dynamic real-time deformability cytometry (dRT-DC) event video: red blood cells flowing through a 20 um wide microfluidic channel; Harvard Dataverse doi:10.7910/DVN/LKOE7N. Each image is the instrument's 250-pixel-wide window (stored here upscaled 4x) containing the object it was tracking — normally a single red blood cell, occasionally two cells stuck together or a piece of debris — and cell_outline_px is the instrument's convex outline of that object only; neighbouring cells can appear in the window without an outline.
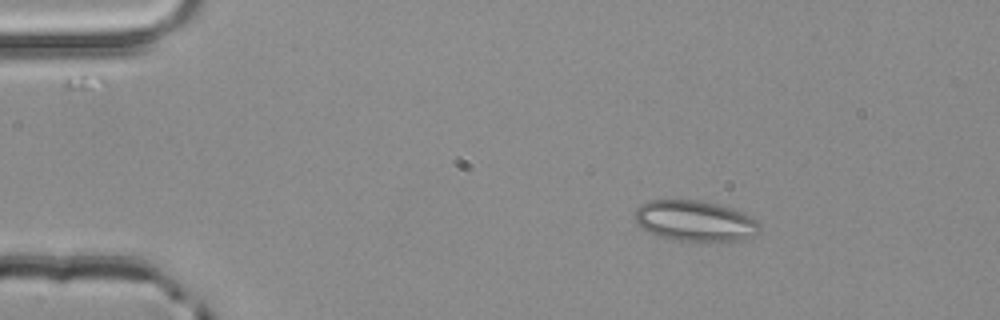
{"species": "common noctule bat (a hibernating species)", "species_latin": "Nyctalus noctula", "temperature_condition": "room temperature", "stored_images_in_passage": 2, "camera_frame_rate_fps": 3000, "um_per_image_px": 0.085, "animal": {"sex": "male", "body_mass_g": 20.4}, "frame": {"image": 1, "passage_image": 1, "time_ms": 0.0, "image_size_px": [1000, 320], "cell_outline_px": [[760, 232], [752, 236], [728, 244], [676, 240], [660, 236], [640, 228], [636, 224], [636, 208], [640, 204], [648, 200], [700, 200], [732, 208], [756, 220], [760, 224]], "centroid_in_image_um": [59.1, 18.81], "position_along_channel_um": 25.9, "area_um2": 30.17}}